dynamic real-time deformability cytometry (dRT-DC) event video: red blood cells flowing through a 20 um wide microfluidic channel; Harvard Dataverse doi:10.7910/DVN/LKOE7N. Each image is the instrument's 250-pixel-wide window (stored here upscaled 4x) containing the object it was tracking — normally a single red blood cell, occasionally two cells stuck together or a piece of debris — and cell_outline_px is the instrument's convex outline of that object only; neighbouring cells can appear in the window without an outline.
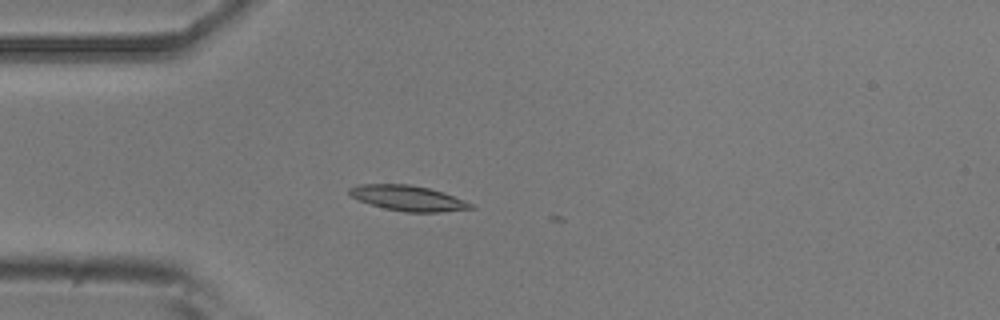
{"species": "common noctule bat (a hibernating species)", "species_latin": "Nyctalus noctula", "temperature_condition": "room temperature", "stored_images_in_passage": 5, "camera_frame_rate_fps": 3000, "um_per_image_px": 0.085, "animal": {"sex": "male", "body_mass_g": 20.5, "forearm_length_mm": 52.5}, "frame": {"image": 1, "passage_image": 4, "time_ms": 4.333, "image_size_px": [1000, 320], "cell_outline_px": [[476, 208], [440, 212], [404, 212], [384, 208], [360, 200], [352, 196], [348, 192], [348, 188], [360, 184], [408, 184], [428, 188], [444, 192], [464, 200], [472, 204]], "centroid_in_image_um": [34.7, 16.84], "position_along_channel_um": 50.3, "area_um2": 17.8}}